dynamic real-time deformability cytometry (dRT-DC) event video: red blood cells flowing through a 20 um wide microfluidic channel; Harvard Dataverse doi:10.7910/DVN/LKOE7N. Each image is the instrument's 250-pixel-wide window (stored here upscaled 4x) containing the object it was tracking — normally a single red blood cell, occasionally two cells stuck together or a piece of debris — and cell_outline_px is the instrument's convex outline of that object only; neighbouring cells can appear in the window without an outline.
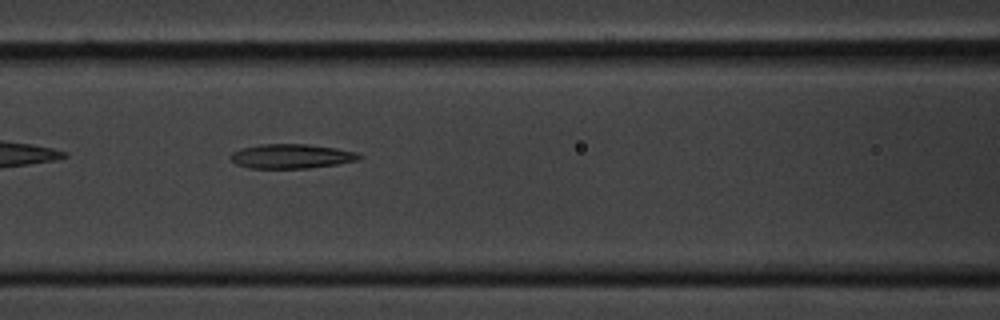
{"species": "common noctule bat (a hibernating species)", "species_latin": "Nyctalus noctula", "temperature_condition": "cold", "stored_images_in_passage": 42, "camera_frame_rate_fps": 3000, "um_per_image_px": 0.085, "animal": {"sex": "male", "body_mass_g": 20.1, "forearm_length_mm": 53.5}, "frame": {"image": 1, "passage_image": 10, "time_ms": 3.0, "image_size_px": [1000, 320], "cell_outline_px": [[364, 156], [360, 160], [336, 164], [308, 168], [248, 168], [236, 164], [228, 156], [232, 152], [240, 148], [260, 144], [308, 144], [336, 148], [356, 152]], "centroid_in_image_um": [24.76, 13.27], "position_along_channel_um": 141.8, "area_um2": 18.44}}
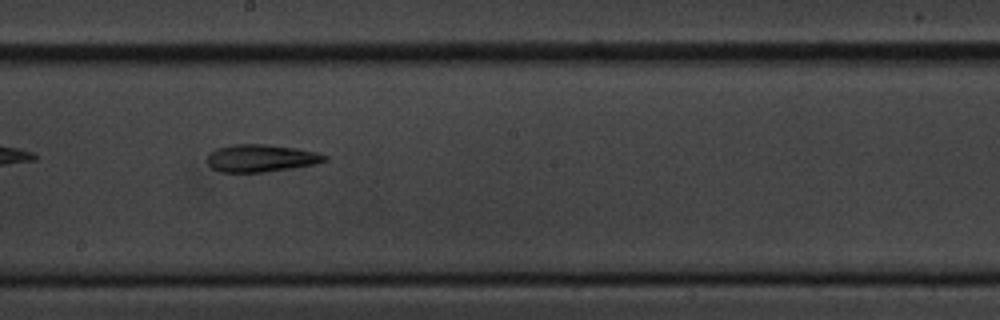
{"frame": {"image": 2, "passage_image": 17, "time_ms": 5.333, "image_size_px": [1000, 320], "cell_outline_px": [[328, 160], [316, 164], [292, 168], [264, 172], [220, 172], [212, 168], [208, 164], [208, 156], [216, 148], [232, 144], [264, 144], [296, 148], [316, 152], [328, 156]], "centroid_in_image_um": [22.2, 13.44], "position_along_channel_um": 226.0, "area_um2": 18.79}}
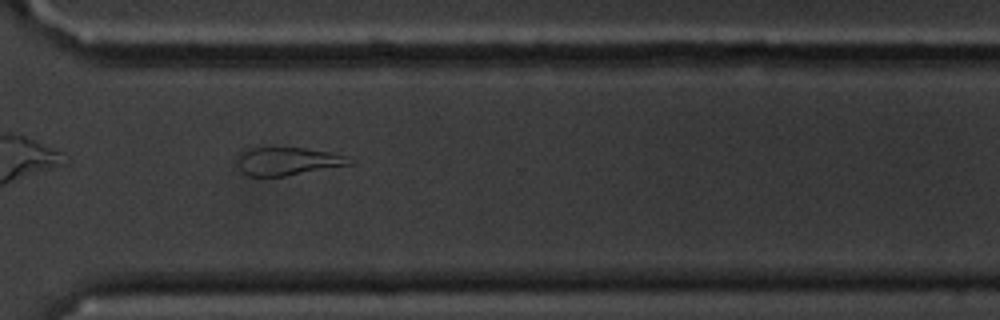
{"frame": {"image": 3, "passage_image": 27, "time_ms": 8.667, "image_size_px": [1000, 320], "cell_outline_px": [[356, 164], [284, 176], [248, 176], [236, 164], [240, 152], [244, 148], [304, 148], [328, 152], [344, 156], [356, 160]], "centroid_in_image_um": [24.48, 13.71], "position_along_channel_um": 346.1, "area_um2": 18.38}, "authors_computed_cell_mechanics": {"area_um2": 18.9584, "velocity_mm_per_s": 3.6141, "shape_relaxation_time_tau1_ms": 4.7183, "shape_relaxation_time_tau2_ms": 6.8091, "deformation_change_tau1": 0.1115, "deformation_change_tau2": 0.162}}